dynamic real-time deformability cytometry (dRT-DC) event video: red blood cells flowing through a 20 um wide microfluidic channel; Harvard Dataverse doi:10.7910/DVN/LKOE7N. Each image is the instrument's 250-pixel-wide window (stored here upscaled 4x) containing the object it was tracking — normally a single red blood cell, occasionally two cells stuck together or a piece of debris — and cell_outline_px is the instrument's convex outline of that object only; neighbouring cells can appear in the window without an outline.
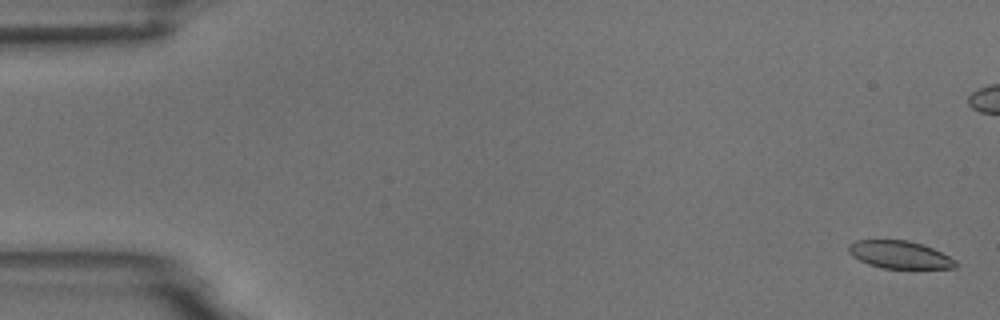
{"species": "common noctule bat (a hibernating species)", "species_latin": "Nyctalus noctula", "temperature_condition": "room temperature", "stored_images_in_passage": 6, "camera_frame_rate_fps": 3000, "um_per_image_px": 0.085, "animal": {"sex": "male", "body_mass_g": 18.8}, "frame": {"image": 1, "passage_image": 1, "time_ms": 0.0, "image_size_px": [1000, 320], "cell_outline_px": [[956, 268], [880, 268], [868, 264], [852, 256], [848, 252], [848, 244], [856, 240], [908, 240], [924, 244], [956, 260]], "centroid_in_image_um": [76.44, 21.64], "position_along_channel_um": 8.6, "area_um2": 17.22}}
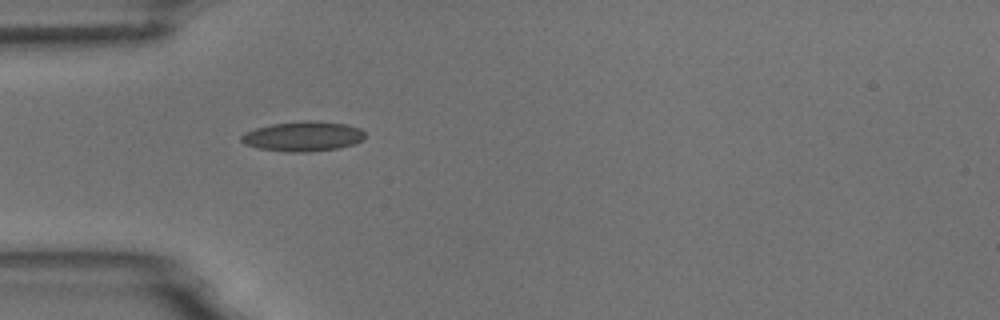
{"frame": {"image": 2, "passage_image": 6, "time_ms": 6.667, "image_size_px": [1000, 320], "cell_outline_px": [[364, 140], [340, 148], [308, 152], [288, 152], [260, 148], [244, 144], [240, 140], [240, 136], [244, 132], [256, 128], [272, 124], [308, 120], [316, 120], [344, 124], [360, 128], [364, 132]], "centroid_in_image_um": [25.75, 11.59], "position_along_channel_um": 59.2, "area_um2": 21.56}}